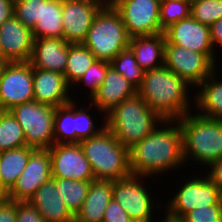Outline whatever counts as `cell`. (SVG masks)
Here are the masks:
<instances>
[{"label": "cell", "instance_id": "3957f363", "mask_svg": "<svg viewBox=\"0 0 222 222\" xmlns=\"http://www.w3.org/2000/svg\"><path fill=\"white\" fill-rule=\"evenodd\" d=\"M105 119V127L127 149L147 137L164 121L138 94L114 106L106 113Z\"/></svg>", "mask_w": 222, "mask_h": 222}, {"label": "cell", "instance_id": "8fae6325", "mask_svg": "<svg viewBox=\"0 0 222 222\" xmlns=\"http://www.w3.org/2000/svg\"><path fill=\"white\" fill-rule=\"evenodd\" d=\"M160 3L161 0H115L113 7L131 38L161 33Z\"/></svg>", "mask_w": 222, "mask_h": 222}, {"label": "cell", "instance_id": "836d02e7", "mask_svg": "<svg viewBox=\"0 0 222 222\" xmlns=\"http://www.w3.org/2000/svg\"><path fill=\"white\" fill-rule=\"evenodd\" d=\"M43 0H14V16L33 30L42 18Z\"/></svg>", "mask_w": 222, "mask_h": 222}, {"label": "cell", "instance_id": "6da1fadb", "mask_svg": "<svg viewBox=\"0 0 222 222\" xmlns=\"http://www.w3.org/2000/svg\"><path fill=\"white\" fill-rule=\"evenodd\" d=\"M175 122L164 120L160 125L162 128L158 125L147 137L129 149L133 175L155 177L183 166L182 132L178 120Z\"/></svg>", "mask_w": 222, "mask_h": 222}, {"label": "cell", "instance_id": "ffe728a7", "mask_svg": "<svg viewBox=\"0 0 222 222\" xmlns=\"http://www.w3.org/2000/svg\"><path fill=\"white\" fill-rule=\"evenodd\" d=\"M69 44L60 38L34 39L29 63L33 68L64 74Z\"/></svg>", "mask_w": 222, "mask_h": 222}, {"label": "cell", "instance_id": "4dcf8cb0", "mask_svg": "<svg viewBox=\"0 0 222 222\" xmlns=\"http://www.w3.org/2000/svg\"><path fill=\"white\" fill-rule=\"evenodd\" d=\"M110 66L124 76L136 89L140 87L144 70L137 63L135 54L130 47L122 50L110 62Z\"/></svg>", "mask_w": 222, "mask_h": 222}, {"label": "cell", "instance_id": "f35d334b", "mask_svg": "<svg viewBox=\"0 0 222 222\" xmlns=\"http://www.w3.org/2000/svg\"><path fill=\"white\" fill-rule=\"evenodd\" d=\"M102 222H134L128 213L113 198L108 203Z\"/></svg>", "mask_w": 222, "mask_h": 222}, {"label": "cell", "instance_id": "603a6c76", "mask_svg": "<svg viewBox=\"0 0 222 222\" xmlns=\"http://www.w3.org/2000/svg\"><path fill=\"white\" fill-rule=\"evenodd\" d=\"M165 42L164 32H161L156 35L131 37L129 47L139 66L147 71L164 65Z\"/></svg>", "mask_w": 222, "mask_h": 222}, {"label": "cell", "instance_id": "5bb4252c", "mask_svg": "<svg viewBox=\"0 0 222 222\" xmlns=\"http://www.w3.org/2000/svg\"><path fill=\"white\" fill-rule=\"evenodd\" d=\"M164 35L165 44H175L206 54L214 63L217 62L210 38V26L199 23L191 15L171 25L164 31Z\"/></svg>", "mask_w": 222, "mask_h": 222}, {"label": "cell", "instance_id": "f1b7e54d", "mask_svg": "<svg viewBox=\"0 0 222 222\" xmlns=\"http://www.w3.org/2000/svg\"><path fill=\"white\" fill-rule=\"evenodd\" d=\"M55 183L66 207L75 217L86 199L91 181L55 178Z\"/></svg>", "mask_w": 222, "mask_h": 222}, {"label": "cell", "instance_id": "d6986e66", "mask_svg": "<svg viewBox=\"0 0 222 222\" xmlns=\"http://www.w3.org/2000/svg\"><path fill=\"white\" fill-rule=\"evenodd\" d=\"M136 94L137 89L109 65L103 83L91 99V106H95L100 114L101 112L105 114L114 106Z\"/></svg>", "mask_w": 222, "mask_h": 222}, {"label": "cell", "instance_id": "8d00e7d4", "mask_svg": "<svg viewBox=\"0 0 222 222\" xmlns=\"http://www.w3.org/2000/svg\"><path fill=\"white\" fill-rule=\"evenodd\" d=\"M180 220L182 222H222V205L195 208Z\"/></svg>", "mask_w": 222, "mask_h": 222}, {"label": "cell", "instance_id": "74e56055", "mask_svg": "<svg viewBox=\"0 0 222 222\" xmlns=\"http://www.w3.org/2000/svg\"><path fill=\"white\" fill-rule=\"evenodd\" d=\"M16 222H46L29 201H16Z\"/></svg>", "mask_w": 222, "mask_h": 222}, {"label": "cell", "instance_id": "2e32d148", "mask_svg": "<svg viewBox=\"0 0 222 222\" xmlns=\"http://www.w3.org/2000/svg\"><path fill=\"white\" fill-rule=\"evenodd\" d=\"M103 7L83 0H62L63 39L83 43L96 15Z\"/></svg>", "mask_w": 222, "mask_h": 222}, {"label": "cell", "instance_id": "b9f144b4", "mask_svg": "<svg viewBox=\"0 0 222 222\" xmlns=\"http://www.w3.org/2000/svg\"><path fill=\"white\" fill-rule=\"evenodd\" d=\"M14 15V0H0V26Z\"/></svg>", "mask_w": 222, "mask_h": 222}, {"label": "cell", "instance_id": "ee69618b", "mask_svg": "<svg viewBox=\"0 0 222 222\" xmlns=\"http://www.w3.org/2000/svg\"><path fill=\"white\" fill-rule=\"evenodd\" d=\"M87 2H92L94 4L101 5L102 7H113L115 0H83Z\"/></svg>", "mask_w": 222, "mask_h": 222}, {"label": "cell", "instance_id": "cb8c5ba5", "mask_svg": "<svg viewBox=\"0 0 222 222\" xmlns=\"http://www.w3.org/2000/svg\"><path fill=\"white\" fill-rule=\"evenodd\" d=\"M214 71L198 87L201 89L196 92L194 102L196 108L201 112L198 114L210 119L222 120V81H217ZM202 110V111H201Z\"/></svg>", "mask_w": 222, "mask_h": 222}, {"label": "cell", "instance_id": "d4e9b609", "mask_svg": "<svg viewBox=\"0 0 222 222\" xmlns=\"http://www.w3.org/2000/svg\"><path fill=\"white\" fill-rule=\"evenodd\" d=\"M34 151L23 146L0 152V181L8 192L16 184Z\"/></svg>", "mask_w": 222, "mask_h": 222}, {"label": "cell", "instance_id": "484cf974", "mask_svg": "<svg viewBox=\"0 0 222 222\" xmlns=\"http://www.w3.org/2000/svg\"><path fill=\"white\" fill-rule=\"evenodd\" d=\"M62 0H43L42 18L32 30L34 39H63Z\"/></svg>", "mask_w": 222, "mask_h": 222}, {"label": "cell", "instance_id": "7a4b0ae2", "mask_svg": "<svg viewBox=\"0 0 222 222\" xmlns=\"http://www.w3.org/2000/svg\"><path fill=\"white\" fill-rule=\"evenodd\" d=\"M190 85L165 65L144 71L137 94L163 120H178L190 113Z\"/></svg>", "mask_w": 222, "mask_h": 222}, {"label": "cell", "instance_id": "83f0119b", "mask_svg": "<svg viewBox=\"0 0 222 222\" xmlns=\"http://www.w3.org/2000/svg\"><path fill=\"white\" fill-rule=\"evenodd\" d=\"M72 100L68 104L56 107L54 115V143H76L75 130V103Z\"/></svg>", "mask_w": 222, "mask_h": 222}, {"label": "cell", "instance_id": "c3c4849f", "mask_svg": "<svg viewBox=\"0 0 222 222\" xmlns=\"http://www.w3.org/2000/svg\"><path fill=\"white\" fill-rule=\"evenodd\" d=\"M5 63H8V62H0V73Z\"/></svg>", "mask_w": 222, "mask_h": 222}, {"label": "cell", "instance_id": "52a82bcc", "mask_svg": "<svg viewBox=\"0 0 222 222\" xmlns=\"http://www.w3.org/2000/svg\"><path fill=\"white\" fill-rule=\"evenodd\" d=\"M56 107L33 100L9 110L25 135V146L34 150L49 149L54 144Z\"/></svg>", "mask_w": 222, "mask_h": 222}, {"label": "cell", "instance_id": "60d3db41", "mask_svg": "<svg viewBox=\"0 0 222 222\" xmlns=\"http://www.w3.org/2000/svg\"><path fill=\"white\" fill-rule=\"evenodd\" d=\"M208 169L210 170L209 172L207 170V175L222 191V158L213 163Z\"/></svg>", "mask_w": 222, "mask_h": 222}, {"label": "cell", "instance_id": "8992f818", "mask_svg": "<svg viewBox=\"0 0 222 222\" xmlns=\"http://www.w3.org/2000/svg\"><path fill=\"white\" fill-rule=\"evenodd\" d=\"M130 37L114 7H103L96 15L83 44L98 60L111 62L129 47Z\"/></svg>", "mask_w": 222, "mask_h": 222}, {"label": "cell", "instance_id": "7c38bea8", "mask_svg": "<svg viewBox=\"0 0 222 222\" xmlns=\"http://www.w3.org/2000/svg\"><path fill=\"white\" fill-rule=\"evenodd\" d=\"M143 177L145 176L132 174L113 181L112 198L125 209L134 222H154V218H151L154 201L146 186L142 185Z\"/></svg>", "mask_w": 222, "mask_h": 222}, {"label": "cell", "instance_id": "d6a6232c", "mask_svg": "<svg viewBox=\"0 0 222 222\" xmlns=\"http://www.w3.org/2000/svg\"><path fill=\"white\" fill-rule=\"evenodd\" d=\"M190 15L199 23L211 26L222 18V0H192Z\"/></svg>", "mask_w": 222, "mask_h": 222}, {"label": "cell", "instance_id": "44dd1931", "mask_svg": "<svg viewBox=\"0 0 222 222\" xmlns=\"http://www.w3.org/2000/svg\"><path fill=\"white\" fill-rule=\"evenodd\" d=\"M29 202L46 222H74V216L58 192L55 178H51L40 186L29 199Z\"/></svg>", "mask_w": 222, "mask_h": 222}, {"label": "cell", "instance_id": "4fadbf2b", "mask_svg": "<svg viewBox=\"0 0 222 222\" xmlns=\"http://www.w3.org/2000/svg\"><path fill=\"white\" fill-rule=\"evenodd\" d=\"M52 178L93 181L91 164L79 143L53 144L49 149Z\"/></svg>", "mask_w": 222, "mask_h": 222}, {"label": "cell", "instance_id": "ac0fdd59", "mask_svg": "<svg viewBox=\"0 0 222 222\" xmlns=\"http://www.w3.org/2000/svg\"><path fill=\"white\" fill-rule=\"evenodd\" d=\"M70 85L64 74L33 68L34 100L41 104L59 107L68 104Z\"/></svg>", "mask_w": 222, "mask_h": 222}, {"label": "cell", "instance_id": "9c48e42d", "mask_svg": "<svg viewBox=\"0 0 222 222\" xmlns=\"http://www.w3.org/2000/svg\"><path fill=\"white\" fill-rule=\"evenodd\" d=\"M33 100V67L30 63H5L0 73V111H9Z\"/></svg>", "mask_w": 222, "mask_h": 222}, {"label": "cell", "instance_id": "1f68e13d", "mask_svg": "<svg viewBox=\"0 0 222 222\" xmlns=\"http://www.w3.org/2000/svg\"><path fill=\"white\" fill-rule=\"evenodd\" d=\"M191 2L188 0H161L160 27L164 32L171 25L190 16Z\"/></svg>", "mask_w": 222, "mask_h": 222}, {"label": "cell", "instance_id": "7402d4cb", "mask_svg": "<svg viewBox=\"0 0 222 222\" xmlns=\"http://www.w3.org/2000/svg\"><path fill=\"white\" fill-rule=\"evenodd\" d=\"M112 180L91 181L88 194L74 222H102L108 203L112 200Z\"/></svg>", "mask_w": 222, "mask_h": 222}, {"label": "cell", "instance_id": "ba28073f", "mask_svg": "<svg viewBox=\"0 0 222 222\" xmlns=\"http://www.w3.org/2000/svg\"><path fill=\"white\" fill-rule=\"evenodd\" d=\"M177 190V194L167 201L165 214L174 219H181L186 213L195 208L211 205H222V191L205 175L187 179ZM168 209V210H167Z\"/></svg>", "mask_w": 222, "mask_h": 222}, {"label": "cell", "instance_id": "7bdbcfd3", "mask_svg": "<svg viewBox=\"0 0 222 222\" xmlns=\"http://www.w3.org/2000/svg\"><path fill=\"white\" fill-rule=\"evenodd\" d=\"M210 38L213 48L217 44L222 47V18L210 26Z\"/></svg>", "mask_w": 222, "mask_h": 222}, {"label": "cell", "instance_id": "e575fe53", "mask_svg": "<svg viewBox=\"0 0 222 222\" xmlns=\"http://www.w3.org/2000/svg\"><path fill=\"white\" fill-rule=\"evenodd\" d=\"M109 65L110 62L96 59L92 63V65L85 71L83 76L76 82L78 85L79 83H84L86 87H89L88 89L90 90V100L97 93V90L103 83V80L107 73V67Z\"/></svg>", "mask_w": 222, "mask_h": 222}, {"label": "cell", "instance_id": "bcb514c9", "mask_svg": "<svg viewBox=\"0 0 222 222\" xmlns=\"http://www.w3.org/2000/svg\"><path fill=\"white\" fill-rule=\"evenodd\" d=\"M162 222H182L180 219H174V218H171L169 216H167L165 214V217L163 219H161ZM161 221H158V222H161Z\"/></svg>", "mask_w": 222, "mask_h": 222}, {"label": "cell", "instance_id": "30bf717a", "mask_svg": "<svg viewBox=\"0 0 222 222\" xmlns=\"http://www.w3.org/2000/svg\"><path fill=\"white\" fill-rule=\"evenodd\" d=\"M164 65L190 86H198L214 71L215 63L203 53L185 49L175 44H165Z\"/></svg>", "mask_w": 222, "mask_h": 222}, {"label": "cell", "instance_id": "7dc6e473", "mask_svg": "<svg viewBox=\"0 0 222 222\" xmlns=\"http://www.w3.org/2000/svg\"><path fill=\"white\" fill-rule=\"evenodd\" d=\"M0 62H8V61L5 59V56H4V53H3V50H2L1 40H0Z\"/></svg>", "mask_w": 222, "mask_h": 222}, {"label": "cell", "instance_id": "d590c367", "mask_svg": "<svg viewBox=\"0 0 222 222\" xmlns=\"http://www.w3.org/2000/svg\"><path fill=\"white\" fill-rule=\"evenodd\" d=\"M76 108L78 107L75 105L76 143L99 134L105 128V119H103L104 125L96 128L93 122L95 118L91 117V114H88L84 107H80V110H76Z\"/></svg>", "mask_w": 222, "mask_h": 222}, {"label": "cell", "instance_id": "9a60e30c", "mask_svg": "<svg viewBox=\"0 0 222 222\" xmlns=\"http://www.w3.org/2000/svg\"><path fill=\"white\" fill-rule=\"evenodd\" d=\"M52 178L51 156L48 149L35 150L16 184L9 191L13 201H29L36 190Z\"/></svg>", "mask_w": 222, "mask_h": 222}, {"label": "cell", "instance_id": "5b68a950", "mask_svg": "<svg viewBox=\"0 0 222 222\" xmlns=\"http://www.w3.org/2000/svg\"><path fill=\"white\" fill-rule=\"evenodd\" d=\"M91 164L94 178L116 181L132 175L129 149L106 127L97 135L79 142Z\"/></svg>", "mask_w": 222, "mask_h": 222}, {"label": "cell", "instance_id": "277c9868", "mask_svg": "<svg viewBox=\"0 0 222 222\" xmlns=\"http://www.w3.org/2000/svg\"><path fill=\"white\" fill-rule=\"evenodd\" d=\"M182 132L183 159L209 167L222 158V120L185 114L178 119Z\"/></svg>", "mask_w": 222, "mask_h": 222}, {"label": "cell", "instance_id": "4316f807", "mask_svg": "<svg viewBox=\"0 0 222 222\" xmlns=\"http://www.w3.org/2000/svg\"><path fill=\"white\" fill-rule=\"evenodd\" d=\"M96 60V57L83 44H69L68 59L64 76L71 86L83 76L85 71ZM73 82V84H72Z\"/></svg>", "mask_w": 222, "mask_h": 222}, {"label": "cell", "instance_id": "f6af8a7d", "mask_svg": "<svg viewBox=\"0 0 222 222\" xmlns=\"http://www.w3.org/2000/svg\"><path fill=\"white\" fill-rule=\"evenodd\" d=\"M9 199V192L5 189V187L1 184L0 181V202Z\"/></svg>", "mask_w": 222, "mask_h": 222}, {"label": "cell", "instance_id": "e0dca14e", "mask_svg": "<svg viewBox=\"0 0 222 222\" xmlns=\"http://www.w3.org/2000/svg\"><path fill=\"white\" fill-rule=\"evenodd\" d=\"M0 40L8 62H28L33 48L32 30L14 15L0 26Z\"/></svg>", "mask_w": 222, "mask_h": 222}, {"label": "cell", "instance_id": "ab89813d", "mask_svg": "<svg viewBox=\"0 0 222 222\" xmlns=\"http://www.w3.org/2000/svg\"><path fill=\"white\" fill-rule=\"evenodd\" d=\"M0 222H16V201L0 202Z\"/></svg>", "mask_w": 222, "mask_h": 222}, {"label": "cell", "instance_id": "f546056e", "mask_svg": "<svg viewBox=\"0 0 222 222\" xmlns=\"http://www.w3.org/2000/svg\"><path fill=\"white\" fill-rule=\"evenodd\" d=\"M25 146V135L9 111H0V152Z\"/></svg>", "mask_w": 222, "mask_h": 222}]
</instances>
